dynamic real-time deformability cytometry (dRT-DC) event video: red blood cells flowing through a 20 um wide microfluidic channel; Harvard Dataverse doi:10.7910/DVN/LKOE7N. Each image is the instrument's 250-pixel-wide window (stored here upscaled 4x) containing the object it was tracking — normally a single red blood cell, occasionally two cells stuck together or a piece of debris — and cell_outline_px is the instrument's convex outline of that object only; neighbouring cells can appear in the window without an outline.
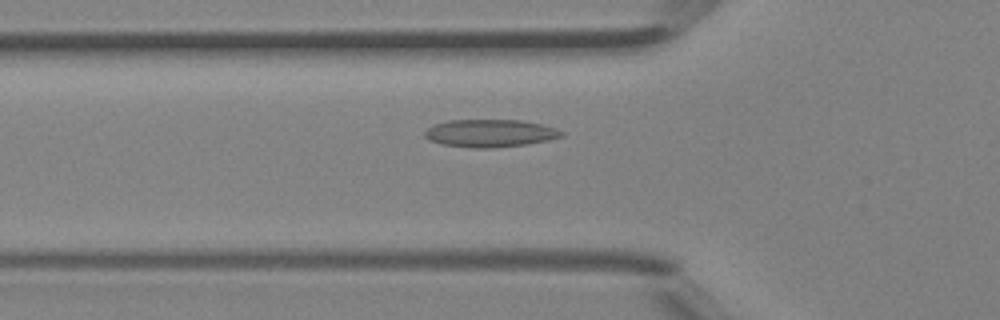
{"species": "Egyptian fruit bat (a non-hibernating species)", "species_latin": "Rousettus aegyptiacus", "temperature_condition": "room temperature", "stored_images_in_passage": 32, "camera_frame_rate_fps": 3000, "um_per_image_px": 0.085, "animal": {"sex": "female"}, "frame": {"image": 1, "passage_image": 3, "time_ms": 0.667, "image_size_px": [1000, 320], "cell_outline_px": [[564, 136], [548, 140], [524, 144], [492, 148], [472, 148], [444, 144], [428, 140], [424, 136], [424, 132], [428, 128], [436, 124], [448, 120], [520, 120], [540, 124], [556, 128], [564, 132]], "centroid_in_image_um": [41.65, 11.32], "position_along_channel_um": 84.1, "area_um2": 21.91}}
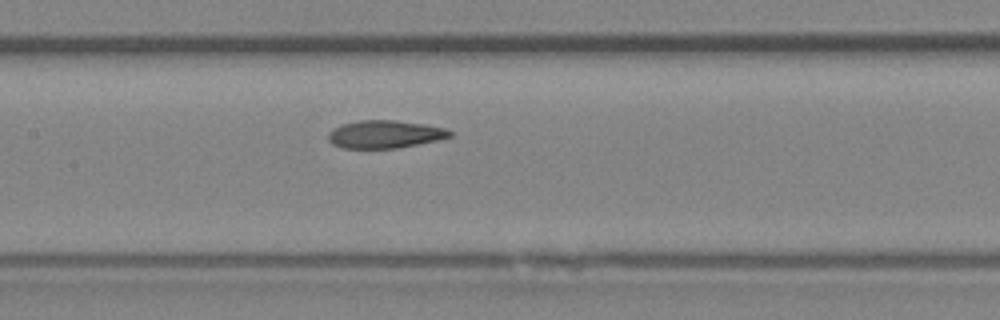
{"frame": {"image": 2, "passage_image": 9, "time_ms": 2.667, "image_size_px": [1000, 320], "cell_outline_px": [[452, 136], [436, 140], [396, 148], [340, 148], [332, 144], [328, 140], [328, 132], [344, 124], [360, 120], [396, 120], [424, 124], [444, 128], [452, 132]], "centroid_in_image_um": [32.69, 11.41], "position_along_channel_um": 174.7, "area_um2": 19.48}}
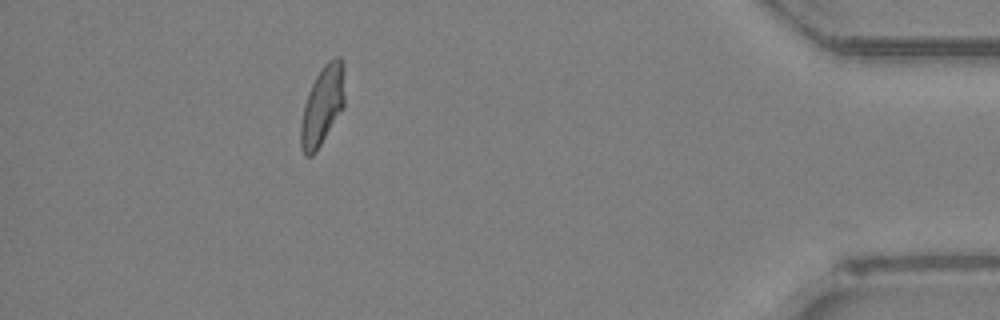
{"frame": {"image": 3, "passage_image": 28, "time_ms": 9.0, "image_size_px": [1000, 320], "cell_outline_px": [[344, 108], [316, 152], [312, 156], [304, 156], [300, 148], [300, 124], [304, 104], [308, 92], [316, 76], [324, 64], [328, 60], [336, 56], [340, 56], [344, 64]], "centroid_in_image_um": [27.4, 8.99], "position_along_channel_um": 407.8, "area_um2": 20.63}, "authors_computed_cell_mechanics": {"area_um2": 20.0855, "velocity_mm_per_s": 4.5255, "shape_relaxation_time_tau1_ms": null, "shape_relaxation_time_tau2_ms": 2.2997, "deformation_change_tau1": null, "deformation_change_tau2": 0.0729}}